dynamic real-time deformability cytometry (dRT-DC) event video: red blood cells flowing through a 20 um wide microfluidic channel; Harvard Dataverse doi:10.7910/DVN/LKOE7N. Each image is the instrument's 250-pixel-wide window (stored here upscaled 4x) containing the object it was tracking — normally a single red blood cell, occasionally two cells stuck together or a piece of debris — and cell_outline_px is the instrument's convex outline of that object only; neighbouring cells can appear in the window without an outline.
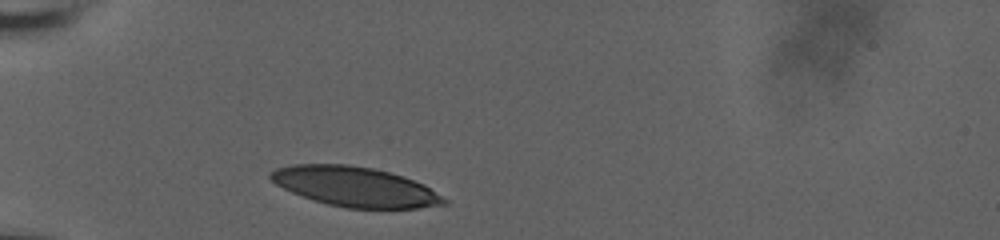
{"species": "human", "species_latin": "Homo sapiens", "temperature_condition": "room temperature", "stored_images_in_passage": 13, "camera_frame_rate_fps": 3000, "um_per_image_px": 0.085, "donor": {"sex": "male"}, "frame": {"image": 1, "passage_image": 1, "time_ms": 0.0, "image_size_px": [1000, 240], "cell_outline_px": [[448, 204], [416, 208], [348, 208], [328, 204], [292, 192], [276, 184], [268, 176], [268, 172], [276, 168], [292, 164], [348, 164], [372, 168], [404, 176], [424, 184], [448, 200]], "centroid_in_image_um": [30.19, 15.86], "position_along_channel_um": 54.8, "area_um2": 40.0}}
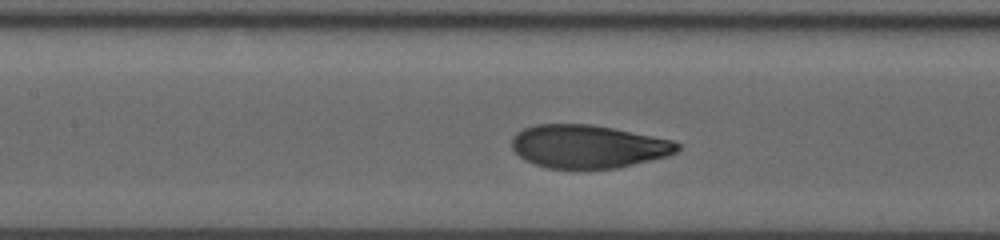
{"frame": {"image": 2, "passage_image": 8, "time_ms": 2.333, "image_size_px": [1000, 240], "cell_outline_px": [[680, 148], [676, 152], [668, 156], [616, 168], [548, 168], [524, 160], [512, 148], [512, 136], [516, 132], [524, 128], [536, 124], [592, 124], [672, 140], [680, 144]], "centroid_in_image_um": [49.97, 12.44], "position_along_channel_um": 157.4, "area_um2": 41.44}}
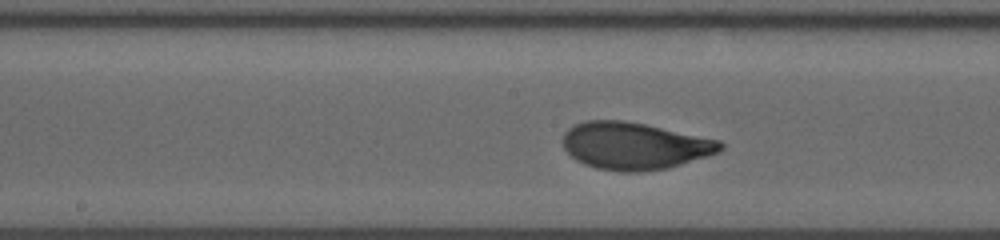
{"frame": {"image": 3, "passage_image": 11, "time_ms": 3.333, "image_size_px": [1000, 240], "cell_outline_px": [[724, 148], [720, 152], [708, 156], [668, 168], [640, 172], [620, 172], [596, 168], [584, 164], [576, 160], [564, 148], [564, 132], [568, 128], [584, 120], [624, 120], [644, 124], [720, 140], [724, 144]], "centroid_in_image_um": [53.94, 12.4], "position_along_channel_um": 194.3, "area_um2": 43.35}}